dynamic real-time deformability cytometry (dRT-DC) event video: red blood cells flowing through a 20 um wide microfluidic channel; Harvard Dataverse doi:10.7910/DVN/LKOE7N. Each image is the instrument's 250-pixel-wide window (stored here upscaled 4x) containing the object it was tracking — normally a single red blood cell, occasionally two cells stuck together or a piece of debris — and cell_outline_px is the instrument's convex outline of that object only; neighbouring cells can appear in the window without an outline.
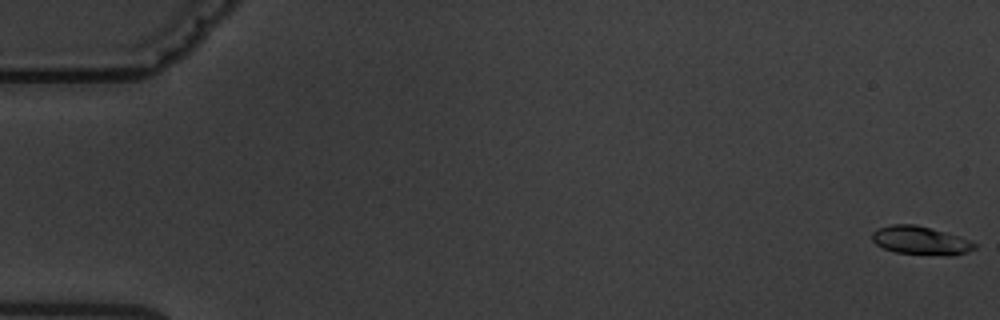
{"species": "common noctule bat (a hibernating species)", "species_latin": "Nyctalus noctula", "temperature_condition": "warm", "stored_images_in_passage": 8, "camera_frame_rate_fps": 3000, "um_per_image_px": 0.085, "animal": {"sex": "male", "body_mass_g": 19.5, "forearm_length_mm": 54.6}, "frame": {"image": 1, "passage_image": 1, "time_ms": 0.0, "image_size_px": [1000, 320], "cell_outline_px": [[976, 248], [968, 252], [952, 256], [948, 256], [896, 252], [884, 248], [876, 244], [872, 240], [872, 232], [880, 228], [892, 224], [916, 224], [944, 232], [968, 240], [976, 244]], "centroid_in_image_um": [78.24, 20.45], "position_along_channel_um": 6.8, "area_um2": 16.76}}
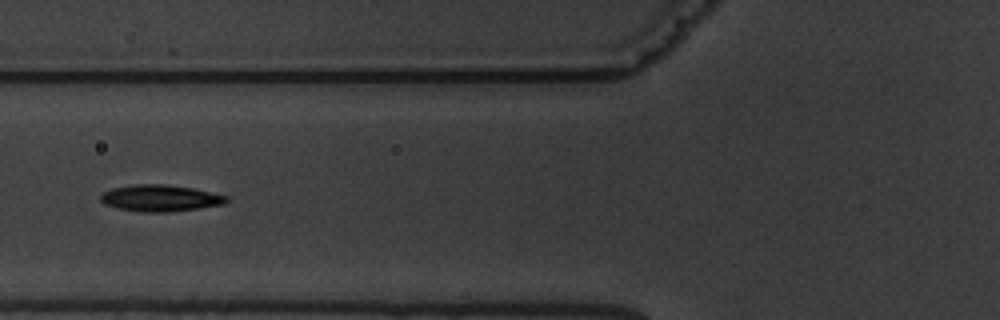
{"frame": {"image": 2, "passage_image": 6, "time_ms": 7.333, "image_size_px": [1000, 320], "cell_outline_px": [[228, 200], [224, 204], [200, 208], [168, 212], [140, 212], [116, 208], [104, 204], [100, 200], [100, 196], [104, 192], [112, 188], [132, 184], [164, 184], [192, 188], [228, 196]], "centroid_in_image_um": [13.59, 16.84], "position_along_channel_um": 112.2, "area_um2": 19.54}}
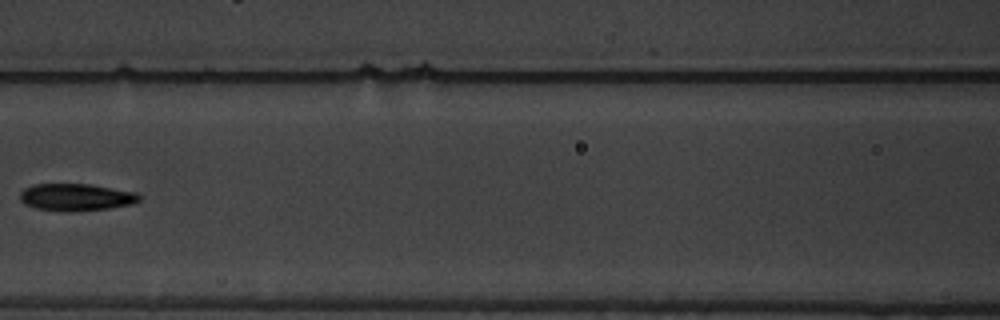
{"frame": {"image": 3, "passage_image": 7, "time_ms": 8.667, "image_size_px": [1000, 320], "cell_outline_px": [[140, 200], [132, 204], [108, 208], [72, 212], [60, 212], [36, 208], [24, 204], [20, 200], [20, 192], [24, 188], [32, 184], [92, 184], [136, 192], [140, 196]], "centroid_in_image_um": [6.44, 16.76], "position_along_channel_um": 160.2, "area_um2": 19.13}}